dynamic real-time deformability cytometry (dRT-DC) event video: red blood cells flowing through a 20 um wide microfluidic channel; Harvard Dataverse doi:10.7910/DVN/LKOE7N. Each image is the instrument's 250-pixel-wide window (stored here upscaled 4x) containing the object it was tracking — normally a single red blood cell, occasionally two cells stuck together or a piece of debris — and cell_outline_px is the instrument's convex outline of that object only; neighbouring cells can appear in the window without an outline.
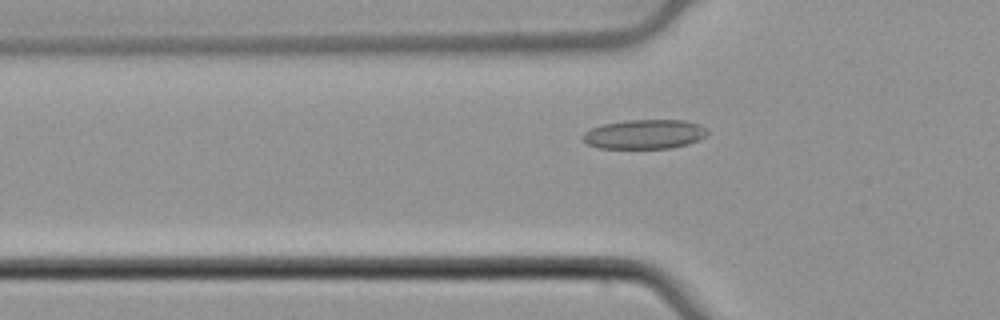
{"species": "common noctule bat (a hibernating species)", "species_latin": "Nyctalus noctula", "temperature_condition": "cold", "stored_images_in_passage": 38, "camera_frame_rate_fps": 3000, "um_per_image_px": 0.085, "animal": {"sex": "male", "body_mass_g": 21.5, "forearm_length_mm": 52.0}, "frame": {"image": 1, "passage_image": 2, "time_ms": 0.333, "image_size_px": [1000, 320], "cell_outline_px": [[708, 132], [704, 136], [688, 144], [672, 148], [600, 148], [588, 144], [580, 136], [584, 132], [592, 128], [604, 124], [628, 120], [684, 120], [700, 124], [708, 128]], "centroid_in_image_um": [54.8, 11.4], "position_along_channel_um": 71.0, "area_um2": 21.27}}
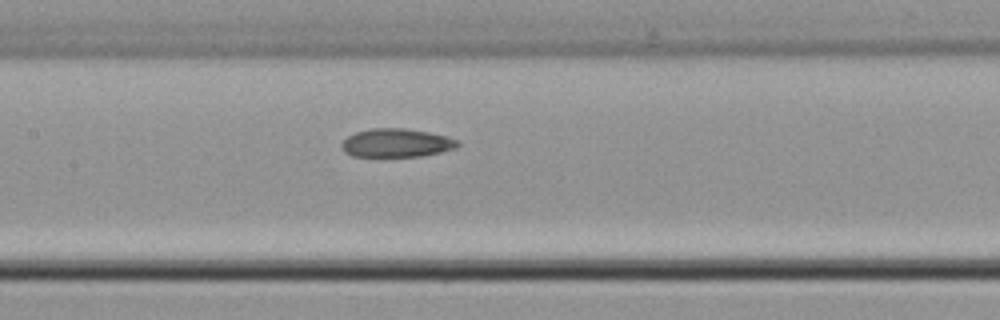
{"frame": {"image": 2, "passage_image": 10, "time_ms": 3.0, "image_size_px": [1000, 320], "cell_outline_px": [[460, 144], [456, 148], [440, 152], [420, 156], [352, 156], [344, 152], [340, 148], [340, 144], [348, 136], [356, 132], [372, 128], [404, 128], [428, 132], [448, 136], [460, 140]], "centroid_in_image_um": [33.7, 12.14], "position_along_channel_um": 173.7, "area_um2": 19.36}}
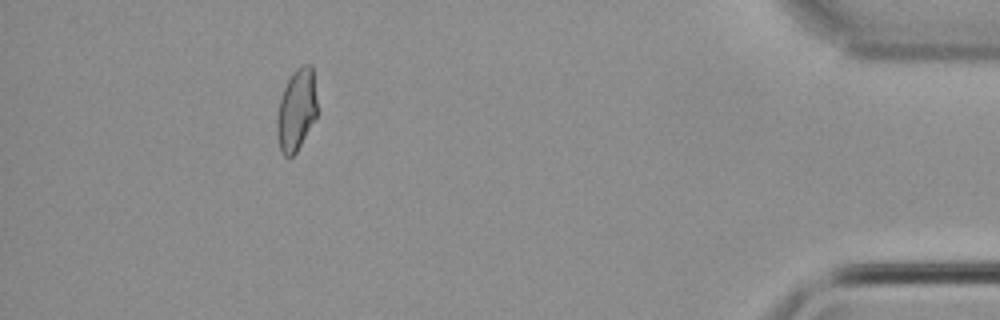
{"frame": {"image": 3, "passage_image": 33, "time_ms": 10.667, "image_size_px": [1000, 320], "cell_outline_px": [[316, 116], [296, 152], [292, 156], [284, 156], [280, 152], [276, 136], [276, 120], [280, 100], [284, 88], [292, 72], [296, 68], [304, 64], [312, 64], [316, 96]], "centroid_in_image_um": [25.17, 9.34], "position_along_channel_um": 410.0, "area_um2": 19.07}, "authors_computed_cell_mechanics": {"area_um2": 19.5653, "velocity_mm_per_s": 3.8418, "shape_relaxation_time_tau1_ms": null, "shape_relaxation_time_tau2_ms": 6.456, "deformation_change_tau1": null, "deformation_change_tau2": 0.1208}}